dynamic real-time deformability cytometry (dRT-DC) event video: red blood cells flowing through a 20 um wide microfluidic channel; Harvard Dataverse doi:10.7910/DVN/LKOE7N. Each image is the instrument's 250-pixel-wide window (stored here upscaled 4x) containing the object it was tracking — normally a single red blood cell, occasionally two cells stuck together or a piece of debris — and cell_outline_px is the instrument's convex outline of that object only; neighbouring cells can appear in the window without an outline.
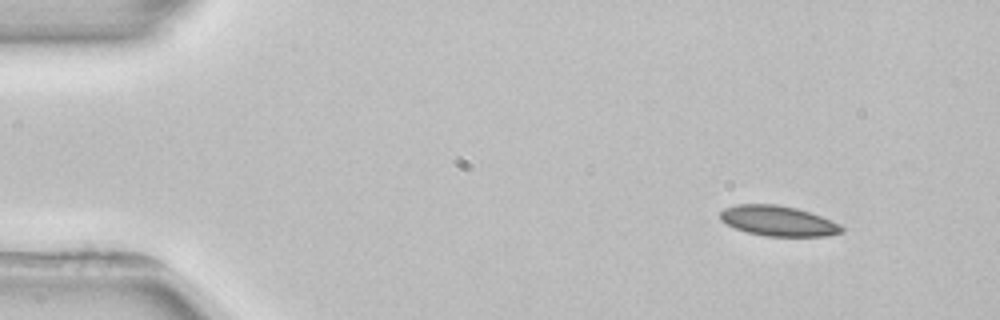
{"species": "common noctule bat (a hibernating species)", "species_latin": "Nyctalus noctula", "temperature_condition": "room temperature", "stored_images_in_passage": 5, "segment_of_instrument_passage": [2, 2], "camera_frame_rate_fps": 3000, "um_per_image_px": 0.085, "animal": {"sex": "female", "body_mass_g": 22.7, "forearm_length_mm": 54.2}, "frame": {"image": 1, "passage_image": 5, "time_ms": 6.667, "image_size_px": [1000, 320], "cell_outline_px": [[844, 232], [824, 236], [764, 236], [748, 232], [736, 228], [720, 220], [720, 212], [724, 208], [736, 204], [776, 204], [796, 208], [820, 216], [840, 224], [844, 228]], "centroid_in_image_um": [66.13, 18.77], "position_along_channel_um": 18.9, "area_um2": 21.27}}